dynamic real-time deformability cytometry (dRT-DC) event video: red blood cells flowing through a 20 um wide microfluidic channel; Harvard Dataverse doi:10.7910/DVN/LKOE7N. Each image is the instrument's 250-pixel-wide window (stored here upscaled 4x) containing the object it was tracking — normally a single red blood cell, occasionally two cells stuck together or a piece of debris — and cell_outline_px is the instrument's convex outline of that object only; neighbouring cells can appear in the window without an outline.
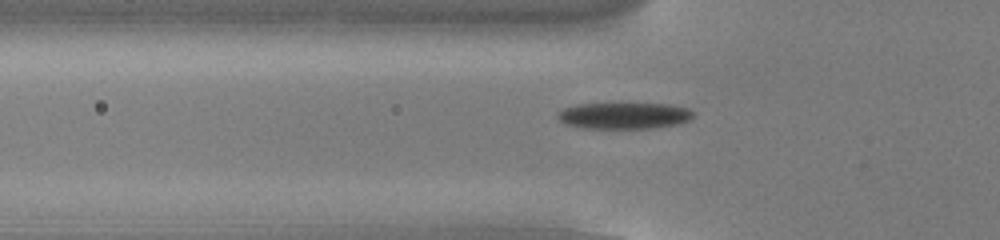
{"species": "common noctule bat (a hibernating species)", "species_latin": "Nyctalus noctula", "temperature_condition": "cold", "stored_images_in_passage": 54, "segment_of_instrument_passage": [1, 2], "camera_frame_rate_fps": 3000, "um_per_image_px": 0.085, "animal": {"sex": "male", "body_mass_g": 13.0, "forearm_length_mm": 53.1}, "frame": {"image": 1, "passage_image": 17, "time_ms": 5.333, "image_size_px": [1000, 240], "cell_outline_px": [[692, 116], [688, 120], [680, 124], [656, 128], [584, 128], [564, 124], [556, 116], [564, 108], [580, 104], [668, 104], [688, 108], [692, 112]], "centroid_in_image_um": [53.05, 9.84], "position_along_channel_um": 72.7, "area_um2": 20.69}}
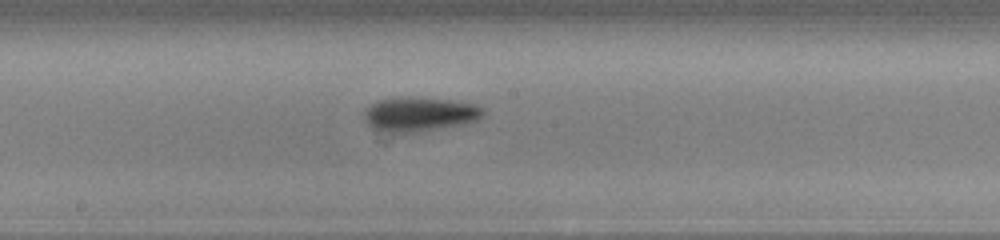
{"frame": {"image": 2, "passage_image": 28, "time_ms": 9.0, "image_size_px": [1000, 240], "cell_outline_px": [[484, 116], [476, 120], [464, 124], [412, 132], [392, 132], [372, 128], [364, 120], [364, 108], [380, 100], [392, 96], [404, 96], [452, 100], [476, 104], [484, 108]], "centroid_in_image_um": [35.66, 9.68], "position_along_channel_um": 212.5, "area_um2": 23.87}}
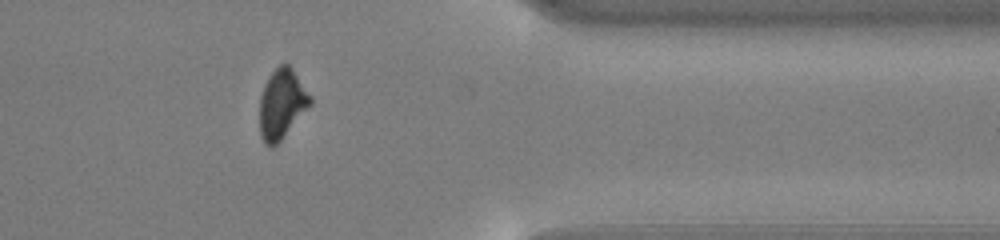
{"frame": {"image": 3, "passage_image": 43, "time_ms": 14.0, "image_size_px": [1000, 240], "cell_outline_px": [[312, 104], [280, 140], [272, 148], [264, 144], [260, 136], [260, 96], [264, 84], [268, 76], [280, 64], [288, 64], [292, 68], [312, 96]], "centroid_in_image_um": [23.95, 8.83], "position_along_channel_um": 387.4, "area_um2": 20.58}}